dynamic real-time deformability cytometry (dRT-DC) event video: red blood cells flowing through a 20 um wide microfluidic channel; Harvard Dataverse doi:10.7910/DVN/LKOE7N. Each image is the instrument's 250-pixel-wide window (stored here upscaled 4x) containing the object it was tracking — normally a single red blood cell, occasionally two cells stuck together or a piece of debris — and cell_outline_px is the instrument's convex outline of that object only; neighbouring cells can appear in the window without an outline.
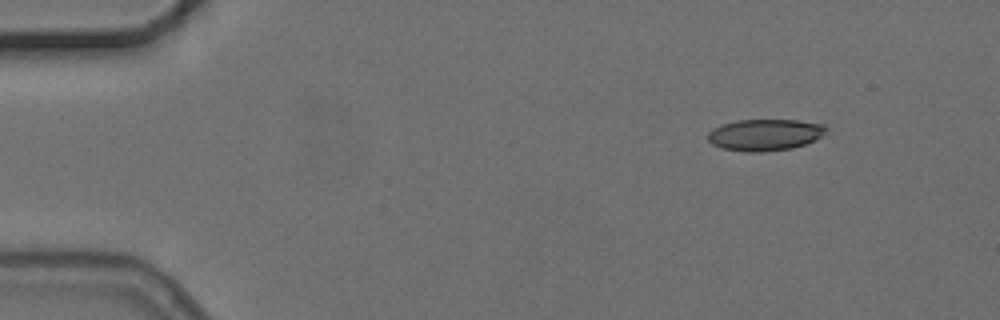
{"species": "common noctule bat (a hibernating species)", "species_latin": "Nyctalus noctula", "temperature_condition": "cold", "stored_images_in_passage": 3, "camera_frame_rate_fps": 3000, "um_per_image_px": 0.085, "animal": {"sex": "female", "body_mass_g": 24.6, "forearm_length_mm": 56.2}, "frame": {"image": 1, "passage_image": 1, "time_ms": 0.0, "image_size_px": [1000, 320], "cell_outline_px": [[828, 128], [820, 136], [804, 144], [792, 148], [764, 152], [744, 152], [720, 148], [712, 144], [708, 140], [708, 132], [712, 128], [736, 120], [796, 120], [824, 124]], "centroid_in_image_um": [64.97, 11.46], "position_along_channel_um": 20.0, "area_um2": 21.73}}